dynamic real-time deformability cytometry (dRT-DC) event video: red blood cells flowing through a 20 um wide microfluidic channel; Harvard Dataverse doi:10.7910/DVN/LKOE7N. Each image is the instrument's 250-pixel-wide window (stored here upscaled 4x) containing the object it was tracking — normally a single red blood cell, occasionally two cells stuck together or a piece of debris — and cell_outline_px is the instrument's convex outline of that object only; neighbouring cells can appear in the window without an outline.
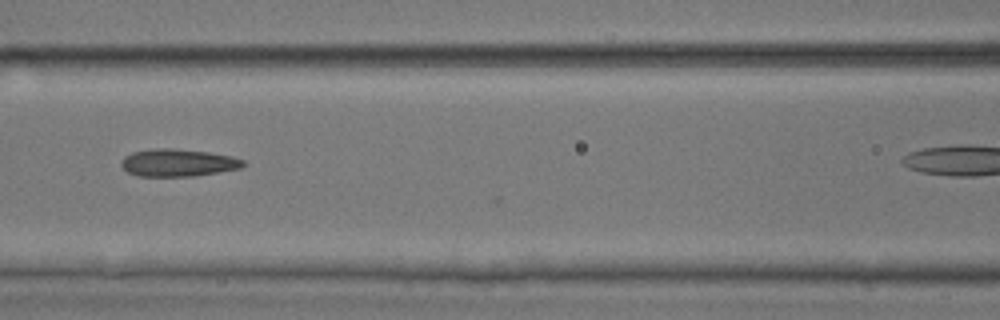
{"species": "common noctule bat (a hibernating species)", "species_latin": "Nyctalus noctula", "temperature_condition": "room temperature", "stored_images_in_passage": 7, "camera_frame_rate_fps": 3000, "um_per_image_px": 0.085, "animal": {"sex": "male", "body_mass_g": 17.9, "forearm_length_mm": 54.2}, "frame": {"image": 1, "passage_image": 5, "time_ms": 1.333, "image_size_px": [1000, 320], "cell_outline_px": [[248, 164], [240, 168], [192, 176], [140, 176], [128, 172], [120, 164], [124, 156], [132, 152], [152, 148], [172, 148], [208, 152], [232, 156], [244, 160]], "centroid_in_image_um": [15.13, 13.82], "position_along_channel_um": 151.5, "area_um2": 19.48}}
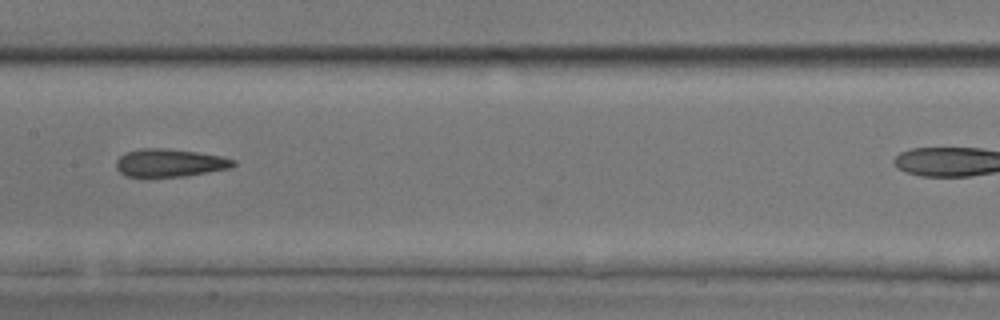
{"frame": {"image": 2, "passage_image": 6, "time_ms": 1.667, "image_size_px": [1000, 320], "cell_outline_px": [[236, 164], [232, 168], [184, 176], [124, 176], [116, 168], [116, 160], [124, 152], [140, 148], [168, 148], [196, 152], [220, 156], [236, 160]], "centroid_in_image_um": [14.42, 13.83], "position_along_channel_um": 193.0, "area_um2": 19.07}}